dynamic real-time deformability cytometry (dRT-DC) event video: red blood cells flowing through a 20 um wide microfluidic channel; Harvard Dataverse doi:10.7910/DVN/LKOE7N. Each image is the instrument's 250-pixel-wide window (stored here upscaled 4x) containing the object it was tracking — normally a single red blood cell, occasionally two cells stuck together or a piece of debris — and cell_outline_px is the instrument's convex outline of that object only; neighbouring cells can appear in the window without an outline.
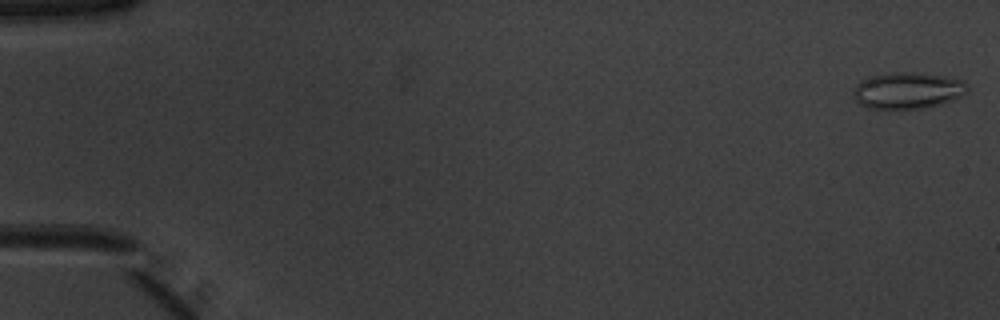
{"species": "common noctule bat (a hibernating species)", "species_latin": "Nyctalus noctula", "temperature_condition": "warm", "stored_images_in_passage": 9, "camera_frame_rate_fps": 3000, "um_per_image_px": 0.085, "animal": {"sex": "male", "body_mass_g": 20.1, "forearm_length_mm": 53.5}, "frame": {"image": 1, "passage_image": 1, "time_ms": 0.0, "image_size_px": [1000, 320], "cell_outline_px": [[968, 92], [956, 100], [924, 108], [868, 108], [860, 104], [852, 96], [852, 92], [856, 84], [860, 80], [868, 76], [892, 72], [916, 72], [944, 76], [964, 80], [968, 84]], "centroid_in_image_um": [77.17, 7.68], "position_along_channel_um": 7.8, "area_um2": 24.62}}